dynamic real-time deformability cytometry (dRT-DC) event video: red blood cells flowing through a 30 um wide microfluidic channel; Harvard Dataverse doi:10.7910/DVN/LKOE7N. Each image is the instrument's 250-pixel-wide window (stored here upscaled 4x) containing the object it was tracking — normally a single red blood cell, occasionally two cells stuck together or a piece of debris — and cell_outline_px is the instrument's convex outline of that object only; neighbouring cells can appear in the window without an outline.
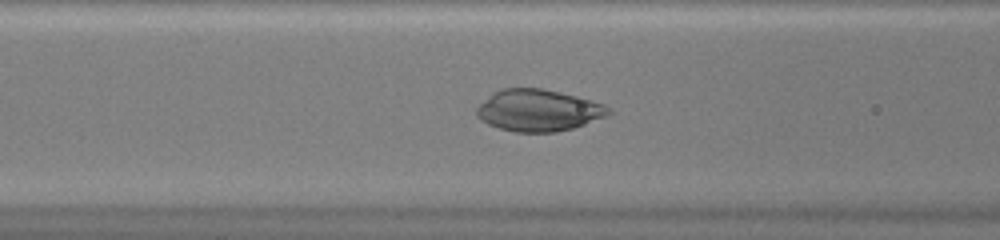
{"species": "common noctule bat (a hibernating species)", "species_latin": "Nyctalus noctula", "temperature_condition": "warm", "stored_images_in_passage": 49, "camera_frame_rate_fps": 3000, "um_per_image_px": 0.085, "animal": {"sex": "female", "body_mass_g": 20.0, "forearm_length_mm": 54.0}, "frame": {"image": 1, "passage_image": 21, "time_ms": 6.667, "image_size_px": [1000, 240], "cell_outline_px": [[612, 112], [604, 116], [584, 124], [572, 128], [556, 132], [516, 132], [500, 128], [488, 124], [480, 120], [476, 116], [476, 108], [492, 92], [500, 88], [540, 88], [576, 96], [604, 104], [612, 108]], "centroid_in_image_um": [45.73, 9.37], "position_along_channel_um": 120.9, "area_um2": 31.96}}
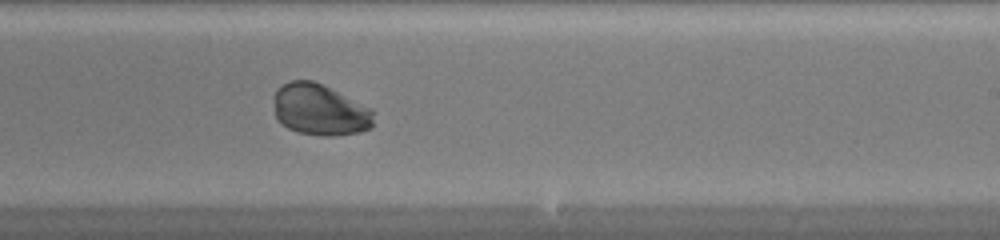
{"frame": {"image": 2, "passage_image": 31, "time_ms": 10.0, "image_size_px": [1000, 240], "cell_outline_px": [[372, 128], [360, 132], [336, 136], [324, 136], [300, 132], [288, 128], [280, 124], [276, 120], [272, 96], [276, 88], [292, 80], [312, 80], [372, 108]], "centroid_in_image_um": [27.14, 9.34], "position_along_channel_um": 261.9, "area_um2": 30.06}}
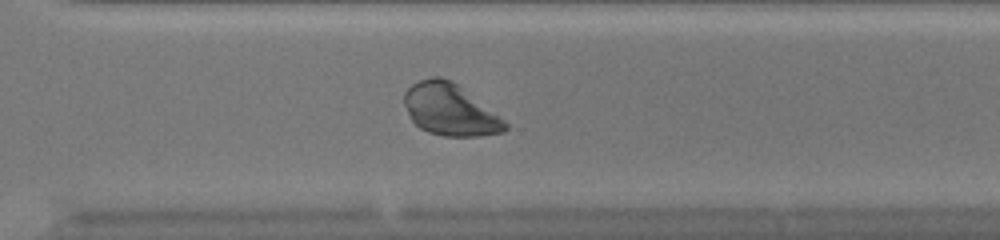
{"frame": {"image": 3, "passage_image": 36, "time_ms": 11.667, "image_size_px": [1000, 240], "cell_outline_px": [[508, 128], [504, 132], [480, 136], [444, 136], [428, 132], [420, 128], [412, 120], [404, 104], [404, 92], [412, 84], [420, 80], [432, 76], [440, 76], [452, 80], [504, 120], [508, 124]], "centroid_in_image_um": [38.24, 9.32], "position_along_channel_um": 332.4, "area_um2": 30.17}}